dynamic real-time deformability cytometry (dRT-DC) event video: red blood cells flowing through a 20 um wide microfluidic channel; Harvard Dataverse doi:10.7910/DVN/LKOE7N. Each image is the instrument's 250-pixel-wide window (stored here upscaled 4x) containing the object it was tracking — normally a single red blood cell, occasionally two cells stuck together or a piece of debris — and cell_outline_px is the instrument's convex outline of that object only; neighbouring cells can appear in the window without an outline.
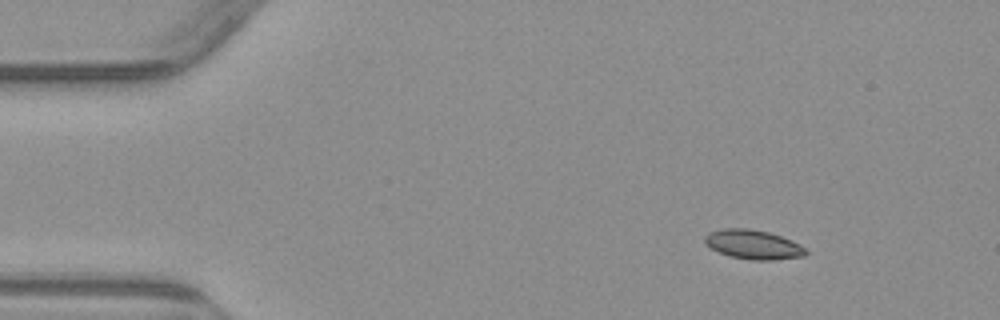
{"species": "common noctule bat (a hibernating species)", "species_latin": "Nyctalus noctula", "temperature_condition": "warm", "stored_images_in_passage": 4, "camera_frame_rate_fps": 3000, "um_per_image_px": 0.085, "animal": {"sex": "male", "body_mass_g": 23.1, "forearm_length_mm": 52.7}, "frame": {"image": 1, "passage_image": 1, "time_ms": 0.0, "image_size_px": [1000, 320], "cell_outline_px": [[808, 252], [804, 256], [772, 260], [752, 260], [728, 256], [704, 244], [704, 236], [708, 232], [724, 228], [748, 228], [768, 232], [792, 240], [800, 244]], "centroid_in_image_um": [64.0, 20.78], "position_along_channel_um": 21.0, "area_um2": 17.28}}
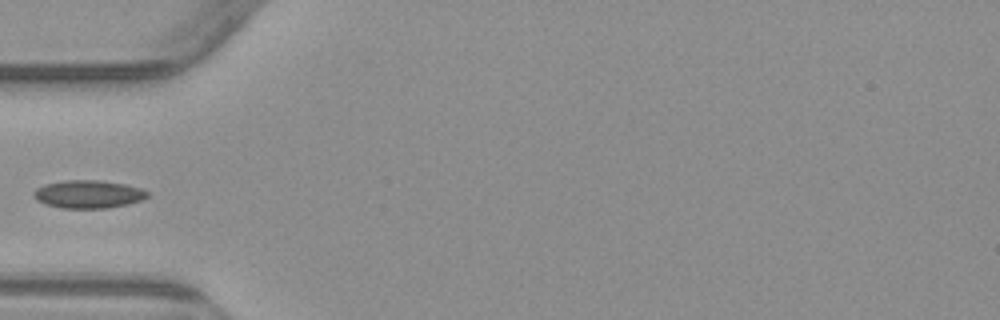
{"frame": {"image": 2, "passage_image": 4, "time_ms": 3.667, "image_size_px": [1000, 320], "cell_outline_px": [[148, 196], [144, 200], [128, 204], [108, 208], [60, 208], [36, 200], [32, 196], [32, 192], [36, 188], [44, 184], [64, 180], [100, 180], [124, 184], [140, 188], [148, 192]], "centroid_in_image_um": [7.49, 16.5], "position_along_channel_um": 77.5, "area_um2": 18.67}}